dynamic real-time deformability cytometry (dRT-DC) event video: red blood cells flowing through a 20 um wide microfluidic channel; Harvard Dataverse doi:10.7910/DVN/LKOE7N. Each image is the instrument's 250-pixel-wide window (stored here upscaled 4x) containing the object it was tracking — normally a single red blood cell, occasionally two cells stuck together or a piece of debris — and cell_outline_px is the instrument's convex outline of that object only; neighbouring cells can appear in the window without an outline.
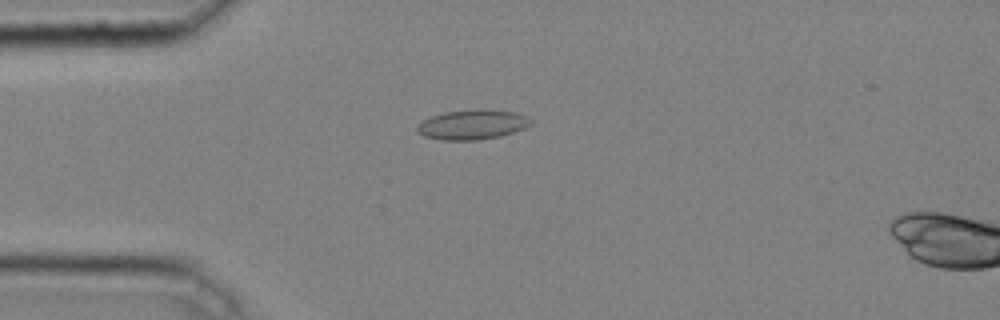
{"species": "common noctule bat (a hibernating species)", "species_latin": "Nyctalus noctula", "temperature_condition": "cold", "stored_images_in_passage": 32, "camera_frame_rate_fps": 3000, "um_per_image_px": 0.085, "animal": {"sex": "male", "body_mass_g": 20.4}, "frame": {"image": 1, "passage_image": 1, "time_ms": 0.0, "image_size_px": [1000, 320], "cell_outline_px": [[532, 124], [524, 128], [500, 136], [480, 140], [444, 140], [424, 136], [416, 132], [416, 124], [432, 116], [444, 112], [476, 108], [480, 108], [516, 112], [528, 116], [532, 120]], "centroid_in_image_um": [40.15, 10.57], "position_along_channel_um": 44.8, "area_um2": 20.0}}
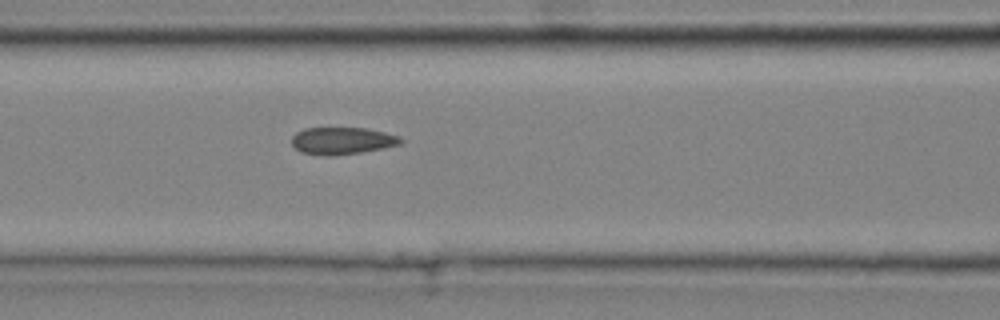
{"frame": {"image": 2, "passage_image": 9, "time_ms": 2.667, "image_size_px": [1000, 320], "cell_outline_px": [[404, 140], [400, 144], [384, 148], [360, 152], [332, 156], [324, 156], [300, 152], [292, 144], [292, 136], [296, 132], [304, 128], [368, 128], [400, 136]], "centroid_in_image_um": [29.08, 11.96], "position_along_channel_um": 137.5, "area_um2": 17.34}}
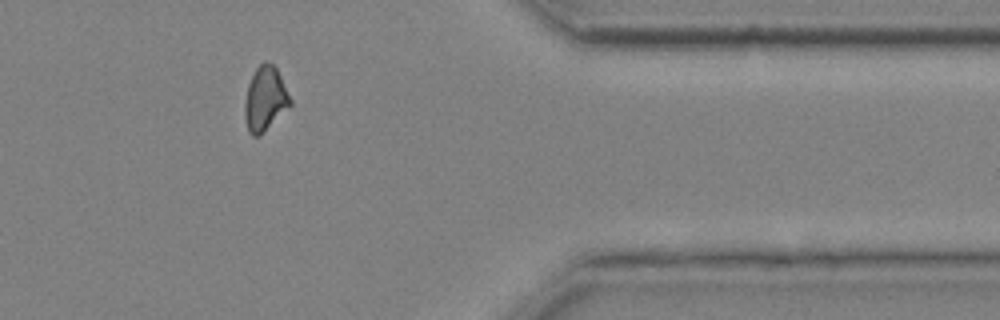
{"frame": {"image": 3, "passage_image": 29, "time_ms": 9.333, "image_size_px": [1000, 320], "cell_outline_px": [[292, 104], [260, 136], [252, 136], [248, 132], [244, 116], [244, 104], [248, 84], [256, 68], [264, 60], [268, 60], [276, 68], [292, 100]], "centroid_in_image_um": [22.52, 8.41], "position_along_channel_um": 388.9, "area_um2": 17.11}}